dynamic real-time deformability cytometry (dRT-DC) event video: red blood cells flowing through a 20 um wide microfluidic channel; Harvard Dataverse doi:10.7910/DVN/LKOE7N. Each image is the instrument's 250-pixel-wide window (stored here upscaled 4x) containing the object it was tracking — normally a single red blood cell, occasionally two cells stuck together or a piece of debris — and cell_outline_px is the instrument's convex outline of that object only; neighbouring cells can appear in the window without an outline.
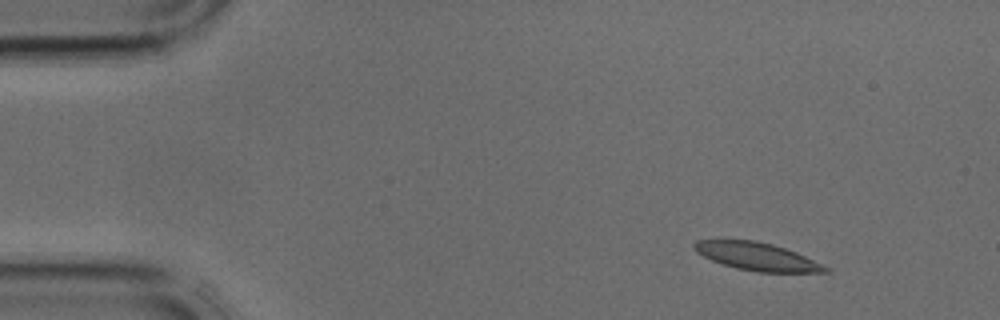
{"species": "common noctule bat (a hibernating species)", "species_latin": "Nyctalus noctula", "temperature_condition": "cold", "stored_images_in_passage": 5, "segment_of_instrument_passage": [1, 2], "camera_frame_rate_fps": 3000, "um_per_image_px": 0.085, "animal": {"sex": "male", "body_mass_g": 17.9, "forearm_length_mm": 54.2}, "frame": {"image": 1, "passage_image": 2, "time_ms": 0.333, "image_size_px": [1000, 320], "cell_outline_px": [[832, 268], [828, 272], [760, 272], [736, 268], [712, 260], [696, 252], [692, 248], [692, 244], [696, 240], [756, 240], [772, 244], [796, 252]], "centroid_in_image_um": [64.35, 21.8], "position_along_channel_um": 20.6, "area_um2": 21.21}}